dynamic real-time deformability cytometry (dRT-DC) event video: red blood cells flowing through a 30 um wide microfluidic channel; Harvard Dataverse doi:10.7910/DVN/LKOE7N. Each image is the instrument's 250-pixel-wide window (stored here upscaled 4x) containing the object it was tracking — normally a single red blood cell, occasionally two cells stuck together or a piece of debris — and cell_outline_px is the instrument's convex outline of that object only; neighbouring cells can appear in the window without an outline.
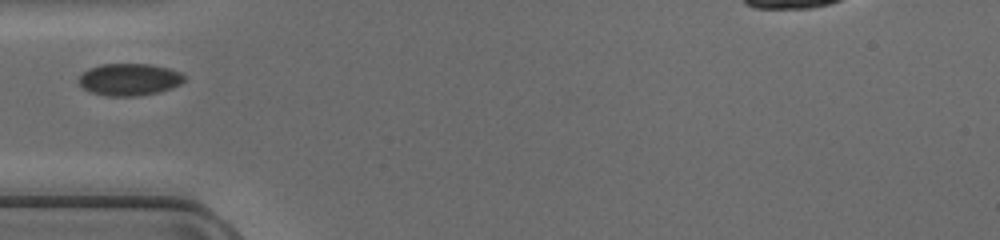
{"species": "common noctule bat (a hibernating species)", "species_latin": "Nyctalus noctula", "temperature_condition": "cold", "stored_images_in_passage": 32, "camera_frame_rate_fps": 3000, "um_per_image_px": 0.085, "animal": {"sex": "female", "body_mass_g": 17.0, "forearm_length_mm": 48.0}, "frame": {"image": 1, "passage_image": 1, "time_ms": 0.0, "image_size_px": [1000, 240], "cell_outline_px": [[184, 80], [180, 84], [172, 88], [156, 92], [136, 96], [104, 96], [92, 92], [84, 88], [76, 80], [88, 68], [100, 64], [148, 64], [168, 68], [180, 72], [184, 76]], "centroid_in_image_um": [10.96, 6.75], "position_along_channel_um": 74.0, "area_um2": 19.65}}
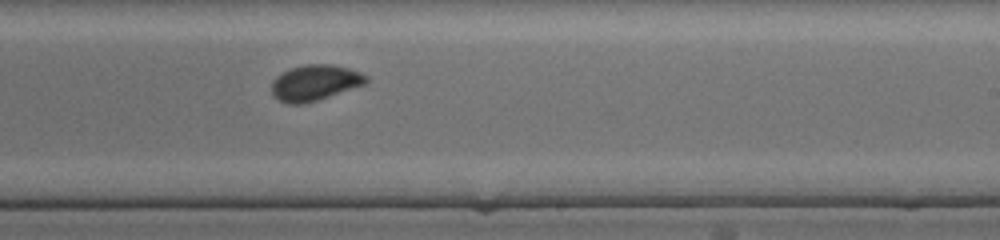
{"frame": {"image": 2, "passage_image": 14, "time_ms": 4.333, "image_size_px": [1000, 240], "cell_outline_px": [[368, 80], [364, 84], [304, 104], [288, 104], [272, 96], [272, 80], [276, 76], [292, 68], [304, 64], [332, 64], [348, 68], [360, 72], [368, 76]], "centroid_in_image_um": [26.74, 7.02], "position_along_channel_um": 262.3, "area_um2": 19.48}}
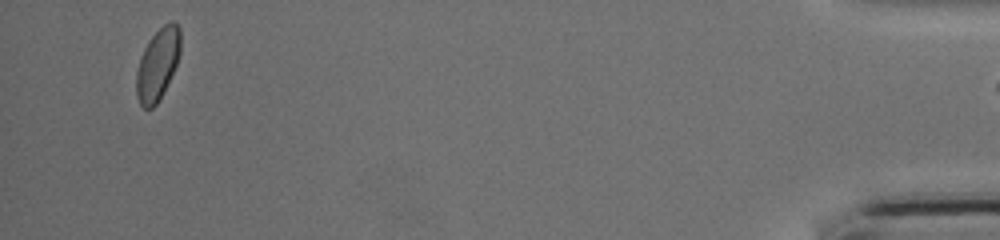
{"frame": {"image": 3, "passage_image": 31, "time_ms": 10.0, "image_size_px": [1000, 240], "cell_outline_px": [[180, 52], [176, 64], [164, 92], [156, 104], [152, 108], [144, 108], [140, 104], [136, 96], [136, 72], [144, 48], [152, 36], [164, 24], [172, 20], [180, 28]], "centroid_in_image_um": [13.4, 5.47], "position_along_channel_um": 421.8, "area_um2": 18.21}}